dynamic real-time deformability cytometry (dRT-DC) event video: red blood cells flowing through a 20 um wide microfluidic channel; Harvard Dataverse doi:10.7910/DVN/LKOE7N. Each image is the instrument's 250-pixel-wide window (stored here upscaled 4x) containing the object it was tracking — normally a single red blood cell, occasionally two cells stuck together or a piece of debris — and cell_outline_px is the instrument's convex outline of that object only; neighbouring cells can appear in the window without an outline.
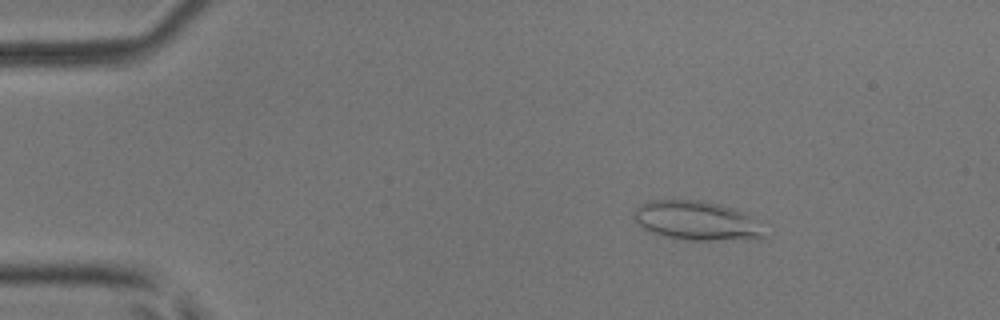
{"species": "common noctule bat (a hibernating species)", "species_latin": "Nyctalus noctula", "temperature_condition": "room temperature", "stored_images_in_passage": 54, "camera_frame_rate_fps": 3000, "um_per_image_px": 0.085, "animal": {"sex": "male", "body_mass_g": 17.9, "forearm_length_mm": 54.2}, "frame": {"image": 1, "passage_image": 9, "time_ms": 2.667, "image_size_px": [1000, 320], "cell_outline_px": [[768, 236], [756, 240], [684, 240], [652, 232], [644, 228], [632, 216], [636, 208], [652, 200], [700, 200], [720, 204], [744, 212]], "centroid_in_image_um": [59.24, 18.77], "position_along_channel_um": 25.8, "area_um2": 29.42}}
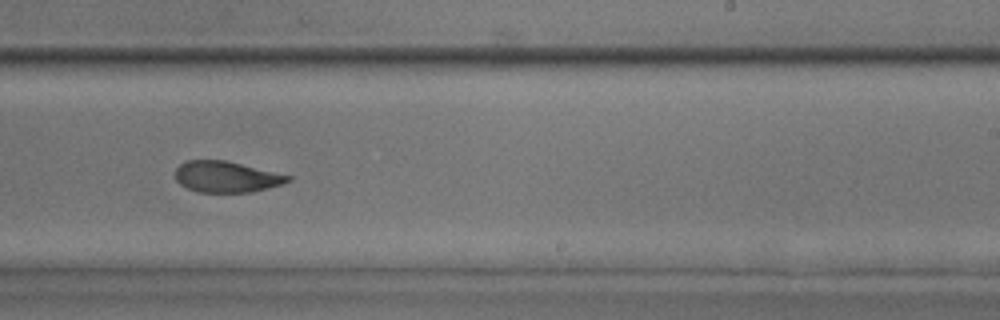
{"frame": {"image": 2, "passage_image": 34, "time_ms": 11.0, "image_size_px": [1000, 320], "cell_outline_px": [[292, 180], [284, 184], [252, 192], [200, 192], [188, 188], [180, 184], [176, 180], [176, 168], [184, 160], [224, 160], [292, 176]], "centroid_in_image_um": [19.25, 15.03], "position_along_channel_um": 269.7, "area_um2": 20.35}}
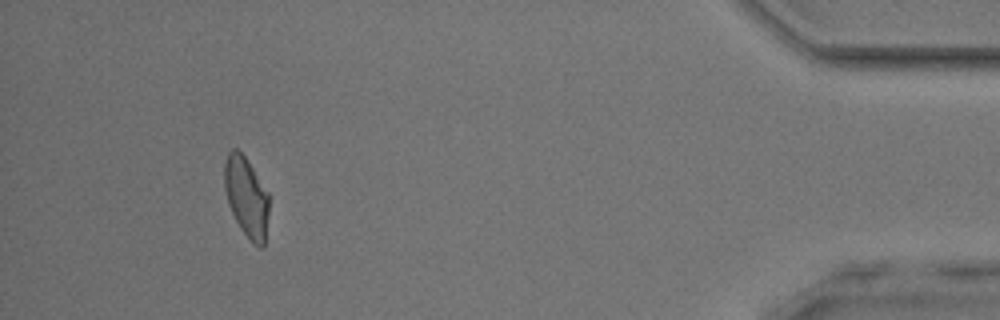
{"frame": {"image": 3, "passage_image": 50, "time_ms": 16.333, "image_size_px": [1000, 320], "cell_outline_px": [[268, 216], [264, 244], [260, 248], [240, 228], [228, 204], [224, 188], [224, 164], [228, 152], [232, 148], [236, 148], [244, 156], [268, 192]], "centroid_in_image_um": [20.92, 16.71], "position_along_channel_um": 414.3, "area_um2": 20.4}, "authors_computed_cell_mechanics": {"area_um2": 21.8484, "velocity_mm_per_s": 3.8687, "shape_relaxation_time_tau1_ms": 9.7932, "shape_relaxation_time_tau2_ms": 2.0379, "deformation_change_tau1": 0.2198, "deformation_change_tau2": 0.0795}}